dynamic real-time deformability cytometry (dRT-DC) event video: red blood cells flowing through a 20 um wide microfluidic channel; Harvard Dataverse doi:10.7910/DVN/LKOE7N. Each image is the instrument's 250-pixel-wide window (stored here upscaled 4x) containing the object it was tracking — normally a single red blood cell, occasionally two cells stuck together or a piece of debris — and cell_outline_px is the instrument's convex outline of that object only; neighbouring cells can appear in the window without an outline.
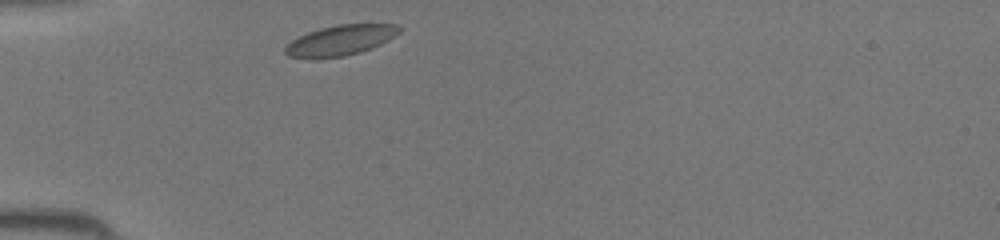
{"species": "common noctule bat (a hibernating species)", "species_latin": "Nyctalus noctula", "temperature_condition": "room temperature", "stored_images_in_passage": 27, "camera_frame_rate_fps": 3000, "um_per_image_px": 0.085, "animal": {"sex": "female", "body_mass_g": 19.5, "forearm_length_mm": 54.1}, "frame": {"image": 1, "passage_image": 1, "time_ms": 0.0, "image_size_px": [1000, 240], "cell_outline_px": [[404, 28], [400, 32], [388, 40], [372, 48], [360, 52], [344, 56], [288, 56], [284, 52], [284, 48], [292, 40], [308, 32], [320, 28], [336, 24], [396, 24]], "centroid_in_image_um": [29.01, 3.38], "position_along_channel_um": 56.0, "area_um2": 19.65}}
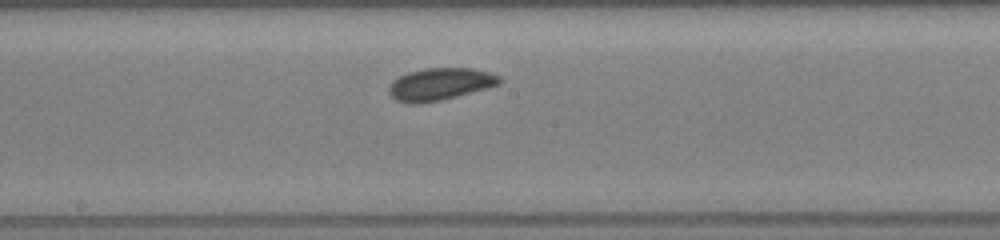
{"frame": {"image": 2, "passage_image": 12, "time_ms": 3.667, "image_size_px": [1000, 240], "cell_outline_px": [[504, 80], [500, 84], [456, 96], [440, 100], [420, 104], [408, 104], [396, 100], [388, 92], [388, 88], [392, 80], [408, 72], [424, 68], [472, 68], [488, 72], [500, 76]], "centroid_in_image_um": [37.38, 7.15], "position_along_channel_um": 210.8, "area_um2": 20.81}}
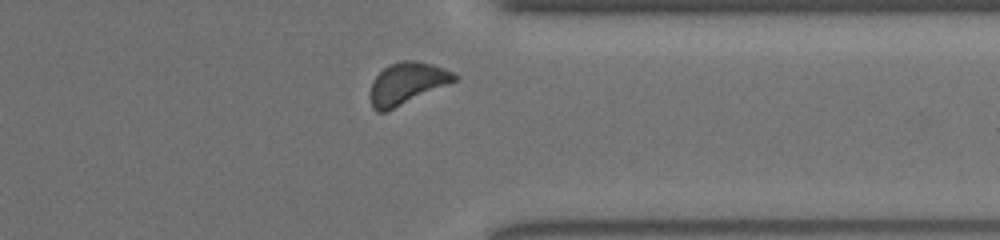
{"frame": {"image": 3, "passage_image": 23, "time_ms": 7.333, "image_size_px": [1000, 240], "cell_outline_px": [[460, 76], [456, 80], [388, 112], [376, 112], [372, 108], [368, 96], [372, 80], [388, 64], [400, 60], [416, 60], [432, 64], [444, 68]], "centroid_in_image_um": [34.54, 7.1], "position_along_channel_um": 376.9, "area_um2": 20.87}}